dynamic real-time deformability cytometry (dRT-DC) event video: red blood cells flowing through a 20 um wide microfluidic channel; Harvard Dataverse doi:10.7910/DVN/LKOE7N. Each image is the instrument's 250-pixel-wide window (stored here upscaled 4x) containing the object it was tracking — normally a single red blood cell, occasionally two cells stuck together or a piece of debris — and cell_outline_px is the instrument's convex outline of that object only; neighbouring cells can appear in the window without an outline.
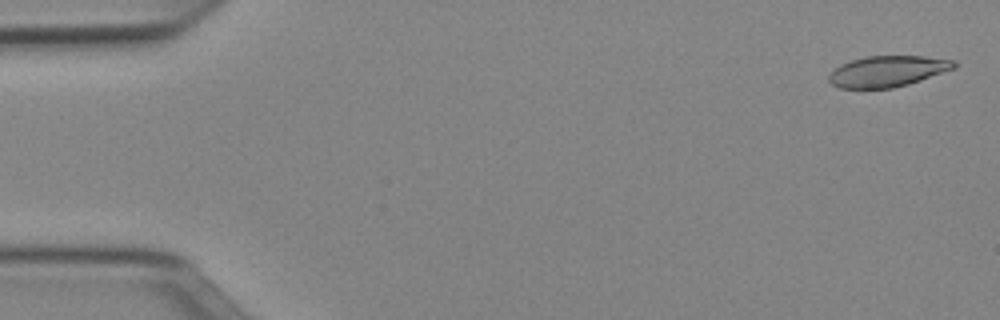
{"species": "Egyptian fruit bat (a non-hibernating species)", "species_latin": "Rousettus aegyptiacus", "temperature_condition": "cold", "stored_images_in_passage": 51, "camera_frame_rate_fps": 3000, "um_per_image_px": 0.085, "animal": {"sex": "female"}, "frame": {"image": 1, "passage_image": 2, "time_ms": 0.333, "image_size_px": [1000, 320], "cell_outline_px": [[956, 68], [908, 84], [892, 88], [840, 88], [832, 84], [828, 80], [828, 76], [840, 64], [864, 56], [924, 56], [956, 60]], "centroid_in_image_um": [75.46, 6.05], "position_along_channel_um": 9.5, "area_um2": 22.54}}
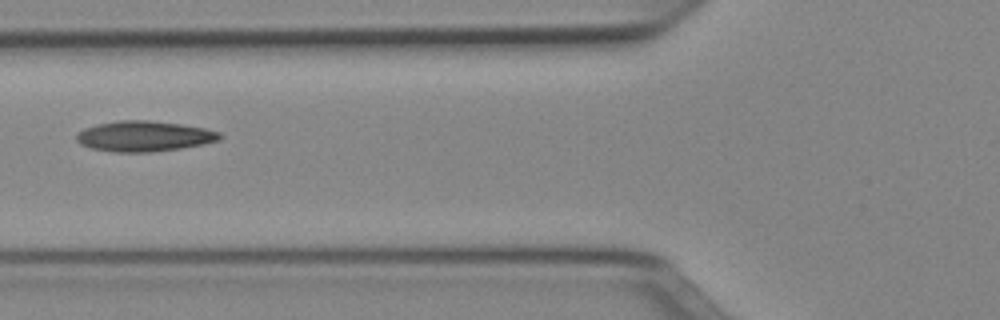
{"frame": {"image": 2, "passage_image": 20, "time_ms": 6.333, "image_size_px": [1000, 320], "cell_outline_px": [[224, 136], [220, 140], [204, 144], [180, 148], [152, 152], [112, 152], [92, 148], [80, 144], [76, 140], [76, 136], [84, 128], [96, 124], [120, 120], [148, 120], [180, 124], [204, 128], [220, 132]], "centroid_in_image_um": [12.27, 11.58], "position_along_channel_um": 113.5, "area_um2": 25.49}}
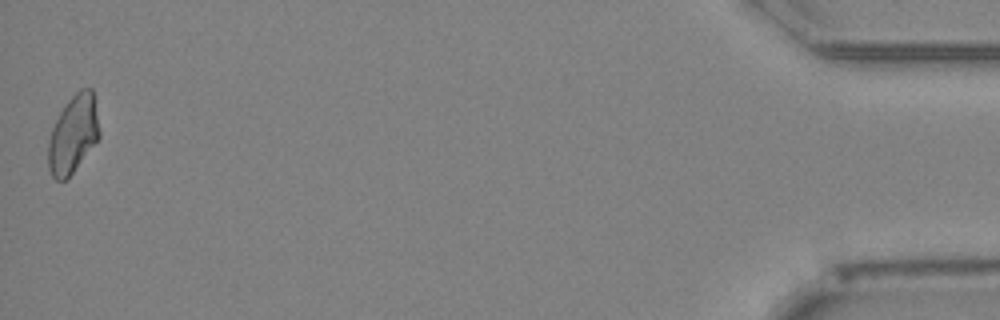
{"frame": {"image": 3, "passage_image": 51, "time_ms": 16.667, "image_size_px": [1000, 320], "cell_outline_px": [[100, 136], [68, 180], [56, 180], [52, 176], [48, 168], [48, 140], [52, 128], [60, 112], [68, 100], [80, 88], [92, 88], [100, 132]], "centroid_in_image_um": [6.21, 11.44], "position_along_channel_um": 429.0, "area_um2": 23.18}, "authors_computed_cell_mechanics": {"area_um2": 23.698, "velocity_mm_per_s": 3.9677, "shape_relaxation_time_tau1_ms": 7.167, "shape_relaxation_time_tau2_ms": 3.6755, "deformation_change_tau1": 0.1669, "deformation_change_tau2": 0.0963}}